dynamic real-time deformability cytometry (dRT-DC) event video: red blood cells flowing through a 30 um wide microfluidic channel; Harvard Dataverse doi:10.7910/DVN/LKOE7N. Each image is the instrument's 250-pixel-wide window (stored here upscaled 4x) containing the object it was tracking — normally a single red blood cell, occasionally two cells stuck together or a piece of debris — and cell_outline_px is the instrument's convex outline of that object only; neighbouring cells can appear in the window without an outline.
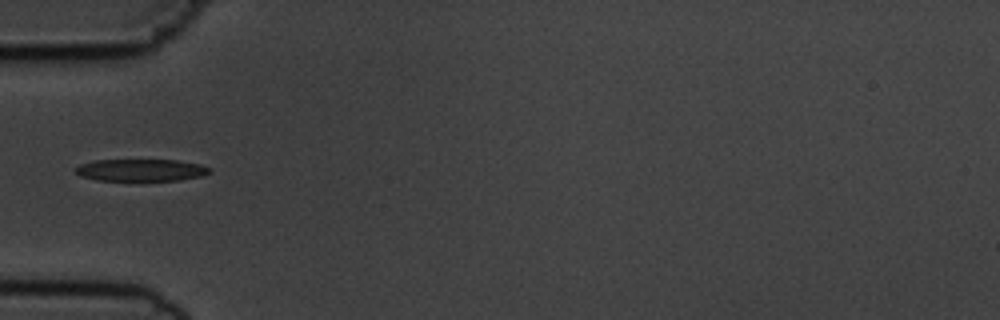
{"species": "common noctule bat (a hibernating species)", "species_latin": "Nyctalus noctula", "temperature_condition": "cold", "stored_images_in_passage": 38, "camera_frame_rate_fps": 3000, "um_per_image_px": 0.085, "animal": {"sex": "male", "body_mass_g": 19.5, "forearm_length_mm": 54.6}, "frame": {"image": 1, "passage_image": 1, "time_ms": 0.0, "image_size_px": [1000, 320], "cell_outline_px": [[212, 172], [200, 176], [180, 180], [96, 180], [80, 176], [76, 172], [76, 168], [80, 164], [96, 160], [176, 160], [200, 164], [212, 168]], "centroid_in_image_um": [12.01, 14.45], "position_along_channel_um": 73.0, "area_um2": 17.17}}
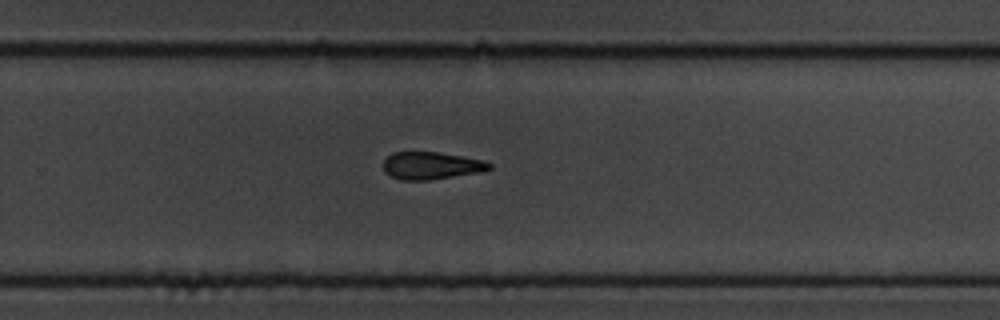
{"frame": {"image": 2, "passage_image": 19, "time_ms": 6.0, "image_size_px": [1000, 320], "cell_outline_px": [[492, 168], [484, 172], [428, 180], [400, 180], [384, 172], [384, 160], [392, 152], [440, 152], [484, 160], [492, 164]], "centroid_in_image_um": [36.69, 14.08], "position_along_channel_um": 293.1, "area_um2": 17.11}}
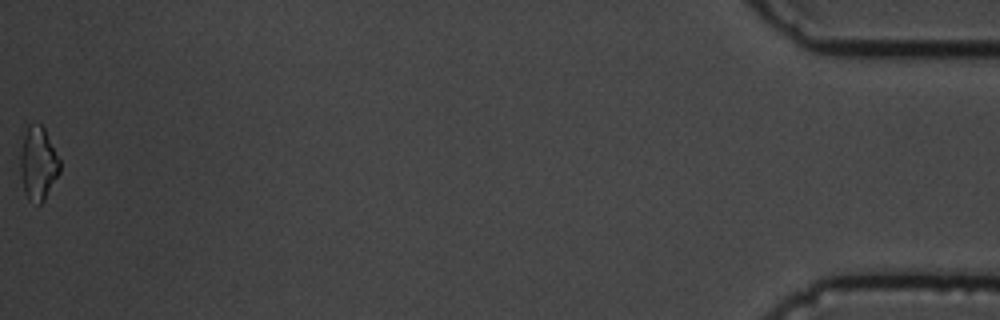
{"frame": {"image": 3, "passage_image": 38, "time_ms": 12.333, "image_size_px": [1000, 320], "cell_outline_px": [[60, 172], [44, 200], [40, 204], [36, 204], [28, 200], [24, 192], [20, 176], [20, 152], [24, 136], [28, 124], [40, 124], [44, 128], [60, 160]], "centroid_in_image_um": [3.23, 13.93], "position_along_channel_um": 432.0, "area_um2": 16.94}, "authors_computed_cell_mechanics": {"area_um2": 17.6001, "velocity_mm_per_s": 3.677, "shape_relaxation_time_tau1_ms": 3.3843, "shape_relaxation_time_tau2_ms": 10.1156, "deformation_change_tau1": 0.1611, "deformation_change_tau2": 0.2352}}